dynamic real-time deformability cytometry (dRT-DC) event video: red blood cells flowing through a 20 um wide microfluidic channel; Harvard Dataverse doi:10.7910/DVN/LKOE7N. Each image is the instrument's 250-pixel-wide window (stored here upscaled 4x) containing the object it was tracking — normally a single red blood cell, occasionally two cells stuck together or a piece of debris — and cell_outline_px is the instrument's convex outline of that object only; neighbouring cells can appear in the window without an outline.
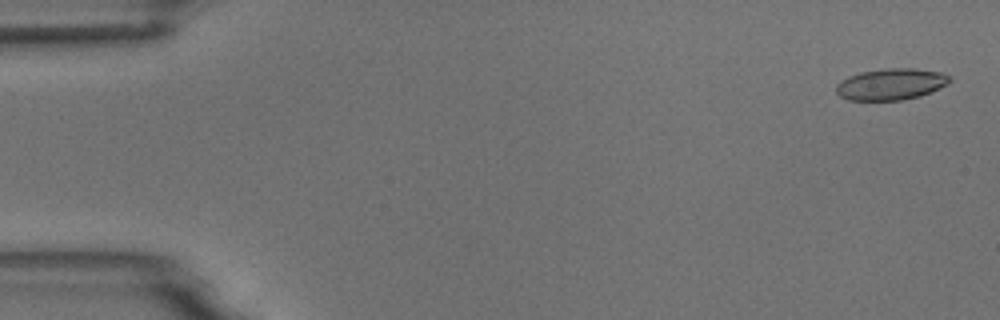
{"species": "common noctule bat (a hibernating species)", "species_latin": "Nyctalus noctula", "temperature_condition": "room temperature", "stored_images_in_passage": 5, "camera_frame_rate_fps": 3000, "um_per_image_px": 0.085, "animal": {"sex": "male", "body_mass_g": 18.8}, "frame": {"image": 1, "passage_image": 1, "time_ms": 0.0, "image_size_px": [1000, 320], "cell_outline_px": [[952, 80], [948, 84], [920, 96], [900, 100], [848, 100], [840, 96], [836, 92], [836, 84], [848, 76], [860, 72], [888, 68], [912, 68], [940, 72], [948, 76]], "centroid_in_image_um": [75.71, 7.15], "position_along_channel_um": 9.3, "area_um2": 20.69}}
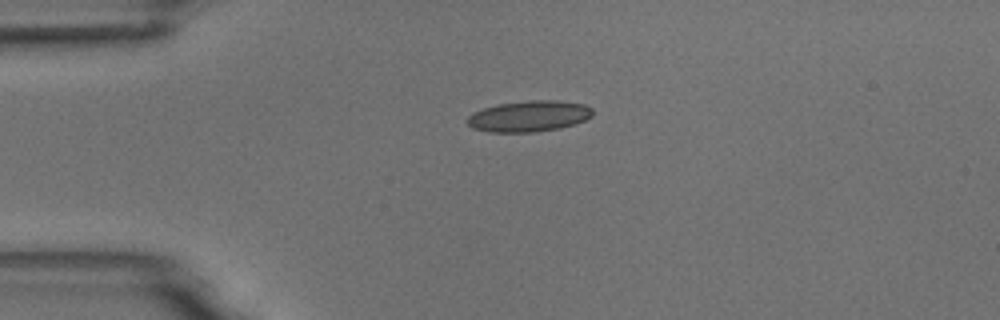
{"frame": {"image": 2, "passage_image": 4, "time_ms": 3.667, "image_size_px": [1000, 320], "cell_outline_px": [[592, 116], [584, 120], [560, 128], [536, 132], [488, 132], [472, 128], [468, 124], [468, 116], [472, 112], [496, 104], [528, 100], [556, 100], [584, 104], [592, 108]], "centroid_in_image_um": [44.94, 9.87], "position_along_channel_um": 40.1, "area_um2": 22.72}}